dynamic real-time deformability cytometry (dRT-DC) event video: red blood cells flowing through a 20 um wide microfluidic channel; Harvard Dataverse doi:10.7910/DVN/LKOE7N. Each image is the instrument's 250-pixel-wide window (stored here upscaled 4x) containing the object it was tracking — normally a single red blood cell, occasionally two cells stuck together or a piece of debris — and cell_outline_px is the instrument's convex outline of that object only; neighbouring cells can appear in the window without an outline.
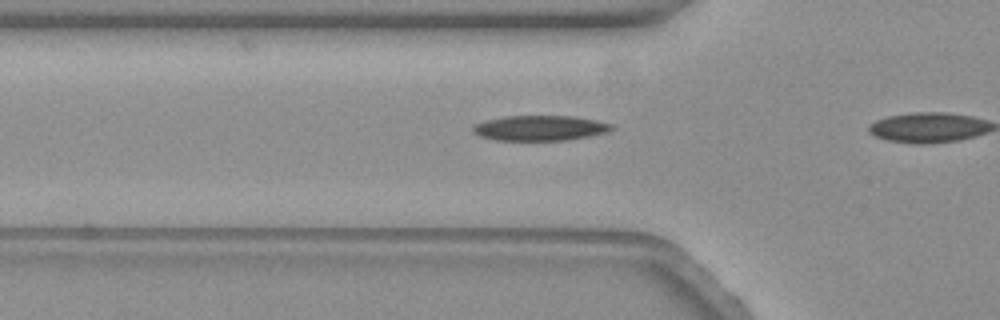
{"species": "common noctule bat (a hibernating species)", "species_latin": "Nyctalus noctula", "temperature_condition": "warm", "stored_images_in_passage": 22, "camera_frame_rate_fps": 3000, "um_per_image_px": 0.085, "animal": {"sex": "female", "body_mass_g": 19.3, "forearm_length_mm": 54.1}, "frame": {"image": 1, "passage_image": 13, "time_ms": 4.0, "image_size_px": [1000, 320], "cell_outline_px": [[616, 128], [604, 132], [588, 136], [568, 140], [496, 140], [480, 136], [472, 132], [472, 128], [476, 124], [488, 120], [504, 116], [576, 116], [596, 120], [612, 124]], "centroid_in_image_um": [45.91, 10.88], "position_along_channel_um": 79.9, "area_um2": 20.23}}